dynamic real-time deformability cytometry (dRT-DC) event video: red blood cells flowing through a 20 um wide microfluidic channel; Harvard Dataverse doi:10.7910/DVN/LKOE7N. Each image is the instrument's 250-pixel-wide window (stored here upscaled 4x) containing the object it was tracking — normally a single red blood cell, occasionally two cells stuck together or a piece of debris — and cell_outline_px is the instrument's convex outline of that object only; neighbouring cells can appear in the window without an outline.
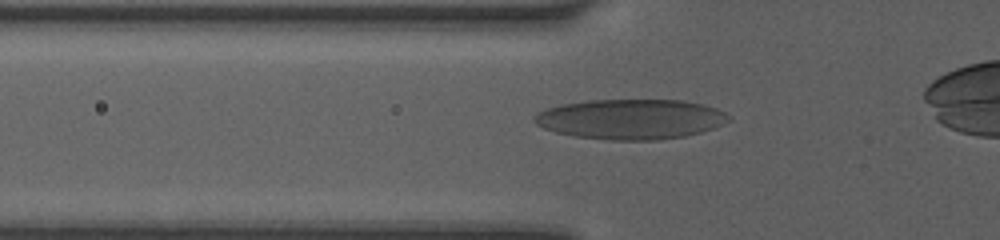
{"species": "human", "species_latin": "Homo sapiens", "temperature_condition": "room temperature", "stored_images_in_passage": 21, "camera_frame_rate_fps": 3000, "um_per_image_px": 0.085, "donor": {"sex": "female"}, "frame": {"image": 1, "passage_image": 5, "time_ms": 1.667, "image_size_px": [1000, 240], "cell_outline_px": [[732, 120], [712, 128], [700, 132], [684, 136], [656, 140], [612, 140], [576, 136], [556, 132], [544, 128], [536, 124], [532, 120], [532, 116], [536, 112], [544, 108], [560, 104], [588, 100], [680, 100], [704, 104], [716, 108], [724, 112]], "centroid_in_image_um": [53.56, 10.12], "position_along_channel_um": 72.2, "area_um2": 45.49}}
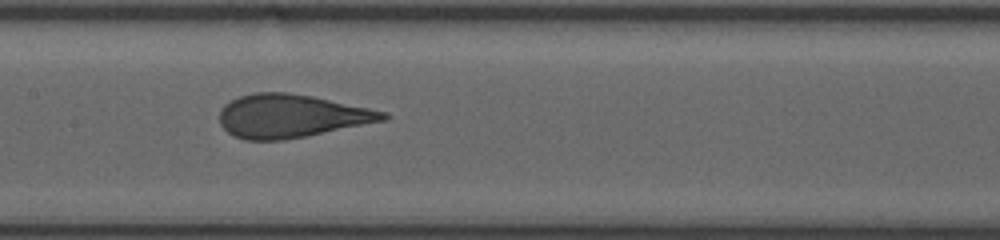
{"frame": {"image": 2, "passage_image": 11, "time_ms": 4.333, "image_size_px": [1000, 240], "cell_outline_px": [[392, 116], [388, 120], [284, 140], [244, 140], [228, 132], [220, 124], [220, 108], [224, 104], [240, 96], [256, 92], [288, 92], [312, 96], [388, 112]], "centroid_in_image_um": [24.77, 9.86], "position_along_channel_um": 182.6, "area_um2": 41.21}}
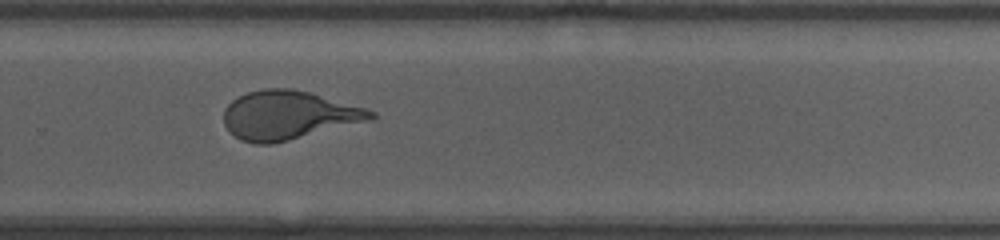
{"frame": {"image": 3, "passage_image": 18, "time_ms": 7.333, "image_size_px": [1000, 240], "cell_outline_px": [[376, 116], [372, 120], [272, 144], [256, 144], [240, 140], [228, 132], [224, 124], [224, 108], [232, 100], [248, 92], [264, 88], [292, 88], [308, 92], [364, 108], [376, 112]], "centroid_in_image_um": [24.47, 9.8], "position_along_channel_um": 305.3, "area_um2": 41.62}}